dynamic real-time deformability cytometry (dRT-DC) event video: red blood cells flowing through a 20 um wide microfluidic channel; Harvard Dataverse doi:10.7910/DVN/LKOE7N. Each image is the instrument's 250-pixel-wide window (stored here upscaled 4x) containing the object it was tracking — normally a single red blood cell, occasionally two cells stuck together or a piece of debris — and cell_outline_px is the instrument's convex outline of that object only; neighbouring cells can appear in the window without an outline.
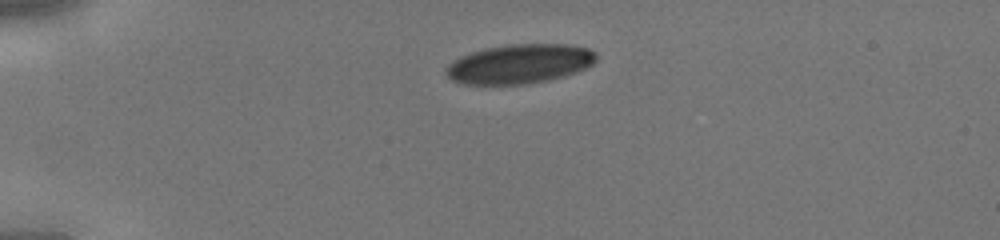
{"species": "human", "species_latin": "Homo sapiens", "temperature_condition": "cold", "stored_images_in_passage": 34, "camera_frame_rate_fps": 3000, "um_per_image_px": 0.085, "donor": {"sex": "male"}, "frame": {"image": 1, "passage_image": 1, "time_ms": 0.0, "image_size_px": [1000, 240], "cell_outline_px": [[596, 60], [592, 64], [576, 72], [564, 76], [548, 80], [528, 84], [464, 84], [452, 80], [444, 72], [444, 68], [452, 60], [460, 56], [484, 48], [512, 44], [568, 44], [588, 48], [596, 52]], "centroid_in_image_um": [44.14, 5.43], "position_along_channel_um": 40.9, "area_um2": 34.56}}
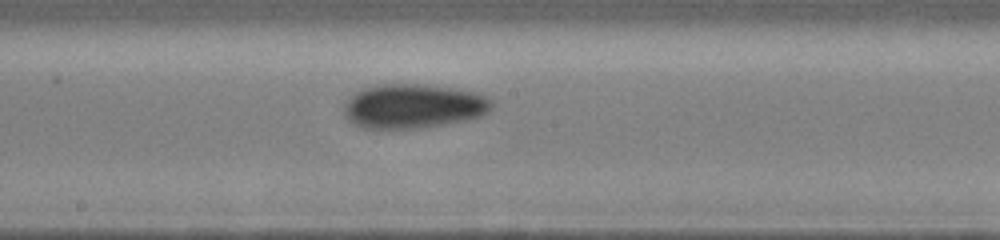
{"frame": {"image": 2, "passage_image": 15, "time_ms": 4.667, "image_size_px": [1000, 240], "cell_outline_px": [[492, 108], [484, 116], [468, 120], [416, 128], [364, 128], [348, 120], [344, 116], [344, 104], [348, 96], [364, 88], [380, 84], [424, 84], [452, 88], [476, 92], [488, 96], [492, 100]], "centroid_in_image_um": [35.15, 9.01], "position_along_channel_um": 213.1, "area_um2": 38.38}}
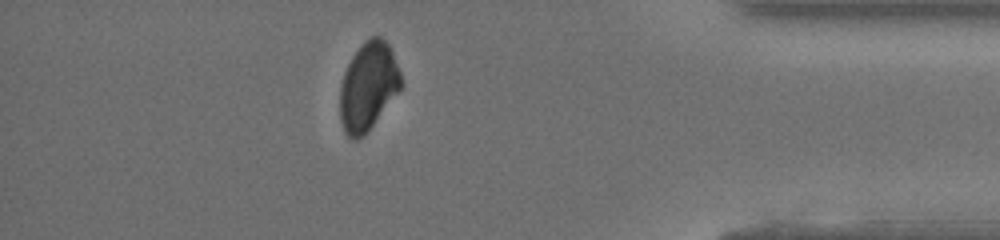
{"frame": {"image": 3, "passage_image": 29, "time_ms": 9.333, "image_size_px": [1000, 240], "cell_outline_px": [[404, 84], [368, 132], [364, 136], [356, 140], [352, 140], [344, 132], [340, 120], [340, 88], [344, 72], [352, 56], [364, 40], [372, 36], [380, 36], [388, 44], [392, 52], [400, 72]], "centroid_in_image_um": [31.29, 7.36], "position_along_channel_um": 403.9, "area_um2": 31.5}}